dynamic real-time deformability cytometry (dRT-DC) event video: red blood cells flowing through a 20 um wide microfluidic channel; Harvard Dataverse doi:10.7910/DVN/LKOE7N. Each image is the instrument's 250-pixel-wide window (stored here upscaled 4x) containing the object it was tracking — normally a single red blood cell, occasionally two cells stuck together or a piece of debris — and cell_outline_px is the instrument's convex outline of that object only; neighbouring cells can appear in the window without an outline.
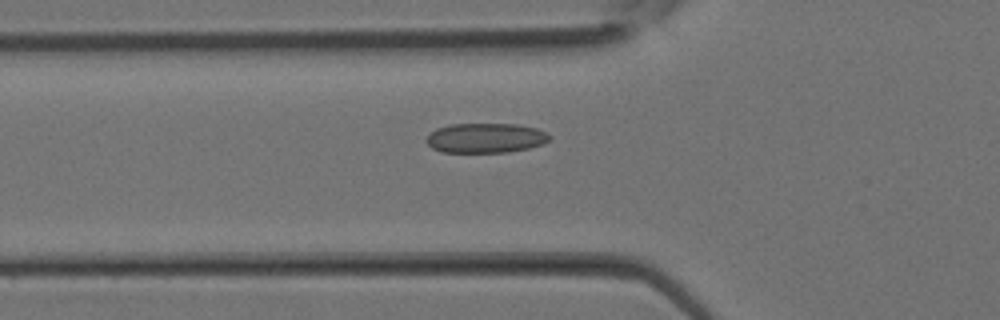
{"species": "Egyptian fruit bat (a non-hibernating species)", "species_latin": "Rousettus aegyptiacus", "temperature_condition": "room temperature", "stored_images_in_passage": 24, "camera_frame_rate_fps": 3000, "um_per_image_px": 0.085, "animal": {"sex": "female"}, "frame": {"image": 1, "passage_image": 3, "time_ms": 0.667, "image_size_px": [1000, 320], "cell_outline_px": [[552, 140], [544, 144], [528, 148], [508, 152], [440, 152], [432, 148], [424, 140], [436, 128], [448, 124], [516, 124], [536, 128], [548, 132], [552, 136]], "centroid_in_image_um": [41.31, 11.73], "position_along_channel_um": 84.5, "area_um2": 21.62}}
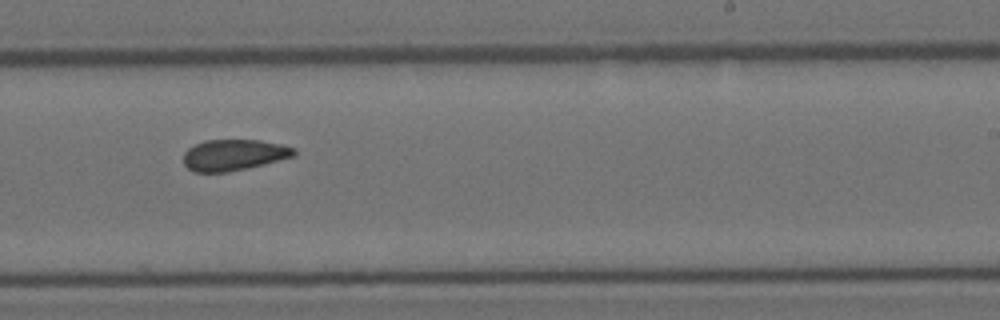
{"frame": {"image": 2, "passage_image": 12, "time_ms": 3.667, "image_size_px": [1000, 320], "cell_outline_px": [[296, 152], [292, 156], [264, 164], [228, 172], [192, 172], [184, 164], [184, 152], [188, 148], [204, 140], [260, 140], [280, 144], [296, 148]], "centroid_in_image_um": [19.84, 13.17], "position_along_channel_um": 269.2, "area_um2": 19.94}}
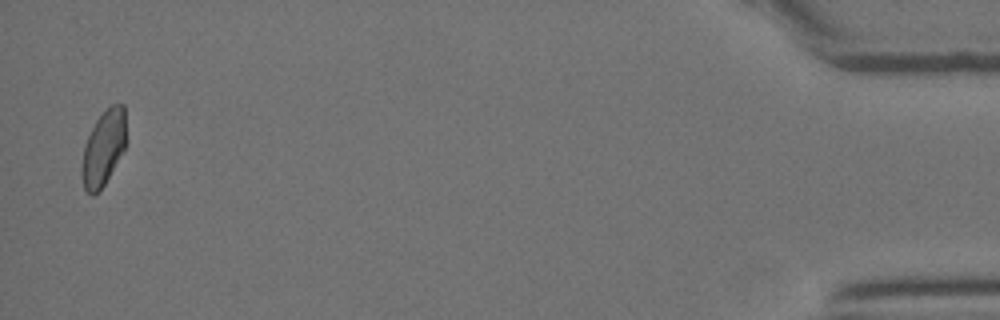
{"frame": {"image": 3, "passage_image": 24, "time_ms": 7.667, "image_size_px": [1000, 320], "cell_outline_px": [[124, 148], [104, 184], [92, 196], [84, 188], [80, 172], [80, 168], [84, 144], [96, 120], [112, 104], [124, 104]], "centroid_in_image_um": [8.74, 12.6], "position_along_channel_um": 426.5, "area_um2": 18.84}}